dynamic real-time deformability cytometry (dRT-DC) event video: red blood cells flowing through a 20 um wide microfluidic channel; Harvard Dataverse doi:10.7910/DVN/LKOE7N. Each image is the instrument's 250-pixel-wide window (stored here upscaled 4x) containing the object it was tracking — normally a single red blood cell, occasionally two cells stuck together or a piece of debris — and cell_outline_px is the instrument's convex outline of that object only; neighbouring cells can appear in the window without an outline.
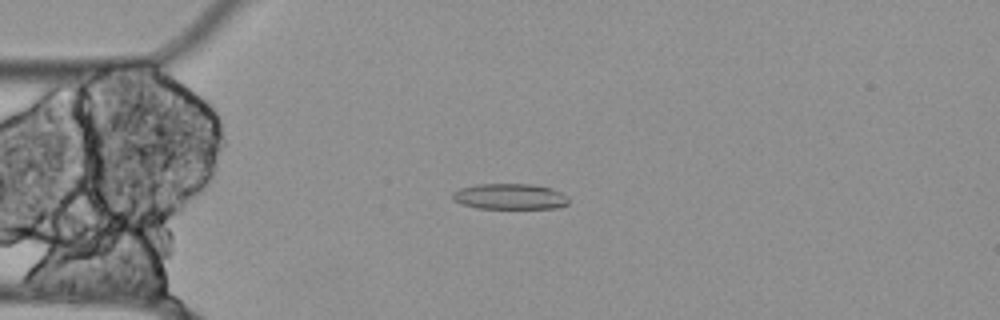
{"species": "Egyptian fruit bat (a non-hibernating species)", "species_latin": "Rousettus aegyptiacus", "temperature_condition": "cold", "stored_images_in_passage": 56, "camera_frame_rate_fps": 3000, "um_per_image_px": 0.085, "animal": {"sex": "female"}, "frame": {"image": 1, "passage_image": 14, "time_ms": 4.333, "image_size_px": [1000, 320], "cell_outline_px": [[568, 204], [556, 208], [480, 208], [464, 204], [452, 200], [452, 192], [460, 188], [476, 184], [532, 184], [552, 188], [568, 196]], "centroid_in_image_um": [43.34, 16.69], "position_along_channel_um": 41.7, "area_um2": 17.4}}
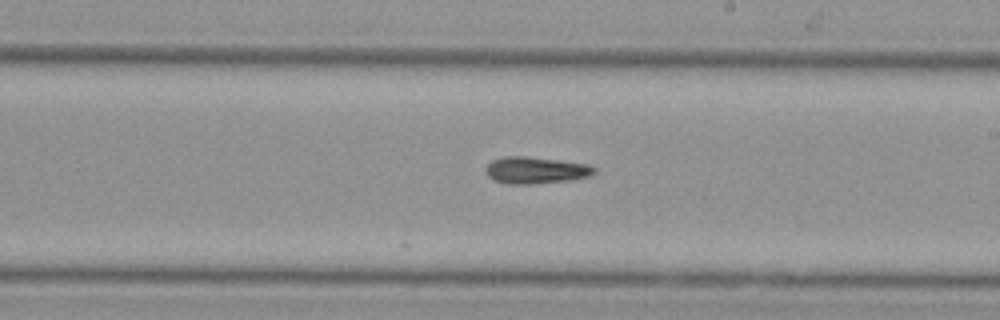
{"frame": {"image": 2, "passage_image": 32, "time_ms": 10.333, "image_size_px": [1000, 320], "cell_outline_px": [[596, 172], [588, 176], [568, 180], [528, 184], [508, 184], [492, 180], [488, 176], [488, 164], [492, 160], [504, 156], [524, 156], [588, 164], [596, 168]], "centroid_in_image_um": [45.52, 14.47], "position_along_channel_um": 243.5, "area_um2": 16.65}}
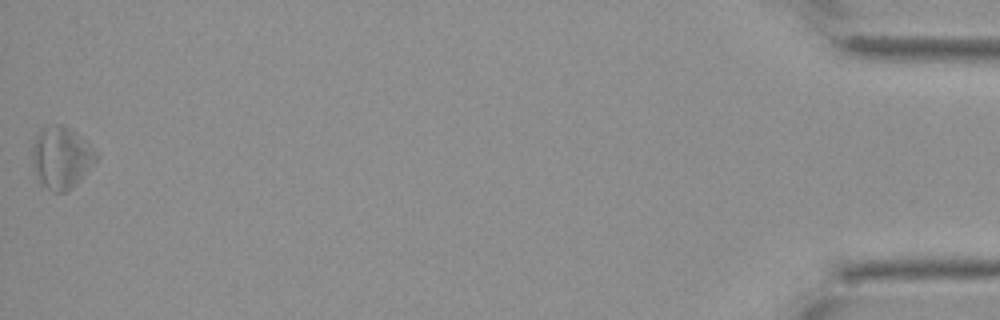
{"frame": {"image": 3, "passage_image": 56, "time_ms": 18.333, "image_size_px": [1000, 320], "cell_outline_px": [[100, 156], [76, 184], [64, 192], [52, 192], [40, 184], [36, 176], [32, 164], [32, 148], [36, 136], [40, 128], [52, 124], [64, 124], [76, 132]], "centroid_in_image_um": [5.18, 13.38], "position_along_channel_um": 430.0, "area_um2": 23.18}}